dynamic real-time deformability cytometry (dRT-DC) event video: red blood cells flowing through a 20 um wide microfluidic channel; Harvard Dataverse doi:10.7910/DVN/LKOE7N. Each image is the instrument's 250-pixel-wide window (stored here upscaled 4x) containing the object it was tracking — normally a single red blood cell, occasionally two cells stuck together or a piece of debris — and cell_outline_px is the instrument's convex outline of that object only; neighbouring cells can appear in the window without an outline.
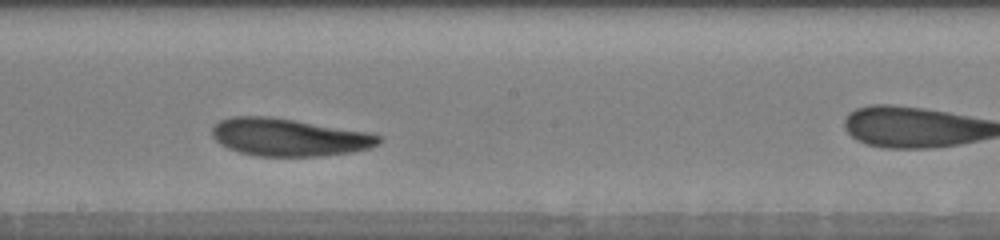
{"species": "human", "species_latin": "Homo sapiens", "temperature_condition": "warm", "stored_images_in_passage": 29, "camera_frame_rate_fps": 3000, "um_per_image_px": 0.085, "donor": {"sex": "male"}, "frame": {"image": 1, "passage_image": 13, "time_ms": 2.667, "image_size_px": [1000, 240], "cell_outline_px": [[380, 144], [368, 148], [352, 152], [320, 156], [256, 156], [240, 152], [228, 148], [220, 144], [212, 136], [212, 124], [220, 120], [232, 116], [268, 116], [364, 132], [380, 136]], "centroid_in_image_um": [24.47, 11.67], "position_along_channel_um": 223.7, "area_um2": 36.13}}